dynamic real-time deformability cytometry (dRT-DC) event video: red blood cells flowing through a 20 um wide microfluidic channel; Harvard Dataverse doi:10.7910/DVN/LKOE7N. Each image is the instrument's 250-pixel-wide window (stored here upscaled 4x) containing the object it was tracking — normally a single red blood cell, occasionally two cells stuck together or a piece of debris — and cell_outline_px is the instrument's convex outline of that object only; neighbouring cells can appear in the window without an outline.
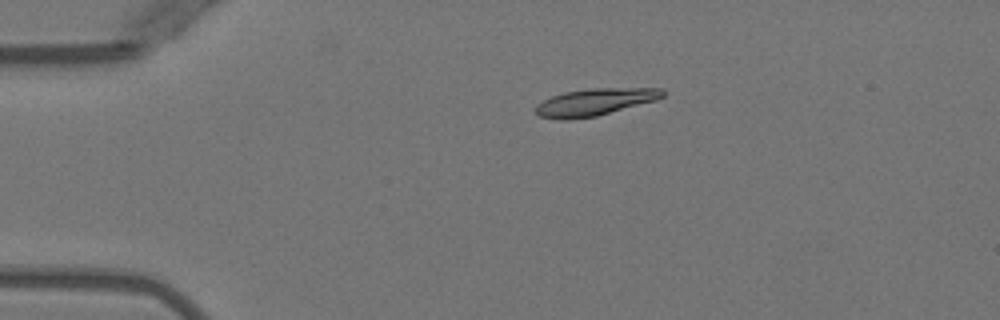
{"species": "Egyptian fruit bat (a non-hibernating species)", "species_latin": "Rousettus aegyptiacus", "temperature_condition": "warm", "stored_images_in_passage": 4, "camera_frame_rate_fps": 3000, "um_per_image_px": 0.085, "animal": {"sex": "female"}, "frame": {"image": 1, "passage_image": 3, "time_ms": 2.333, "image_size_px": [1000, 320], "cell_outline_px": [[664, 96], [656, 100], [596, 116], [568, 120], [560, 120], [540, 116], [532, 108], [536, 104], [552, 96], [564, 92], [592, 88], [664, 88]], "centroid_in_image_um": [50.53, 8.67], "position_along_channel_um": 34.5, "area_um2": 20.06}}